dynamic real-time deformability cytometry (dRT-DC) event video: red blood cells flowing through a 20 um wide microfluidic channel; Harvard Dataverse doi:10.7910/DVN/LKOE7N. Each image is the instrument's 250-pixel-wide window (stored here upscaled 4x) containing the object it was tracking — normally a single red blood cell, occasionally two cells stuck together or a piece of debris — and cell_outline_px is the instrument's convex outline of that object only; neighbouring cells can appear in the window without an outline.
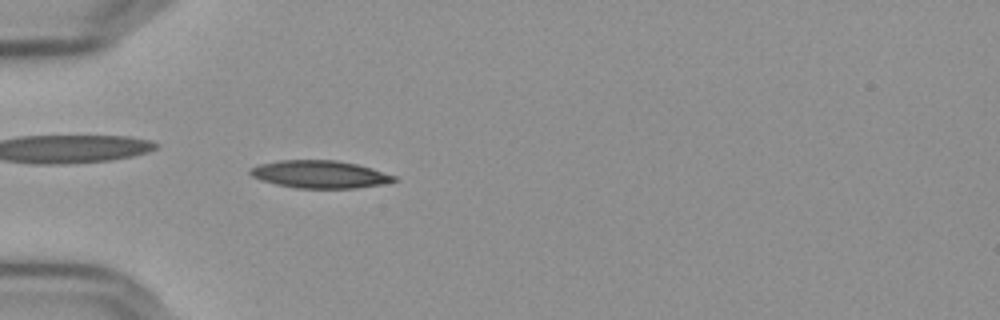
{"species": "Egyptian fruit bat (a non-hibernating species)", "species_latin": "Rousettus aegyptiacus", "temperature_condition": "cold", "stored_images_in_passage": 48, "camera_frame_rate_fps": 3000, "um_per_image_px": 0.085, "frame": {"image": 1, "passage_image": 9, "time_ms": 2.667, "image_size_px": [1000, 320], "cell_outline_px": [[396, 180], [384, 184], [356, 188], [296, 188], [276, 184], [260, 180], [252, 176], [248, 172], [248, 168], [260, 164], [280, 160], [336, 160], [356, 164], [372, 168], [396, 176]], "centroid_in_image_um": [27.16, 14.81], "position_along_channel_um": 57.8, "area_um2": 23.18}}
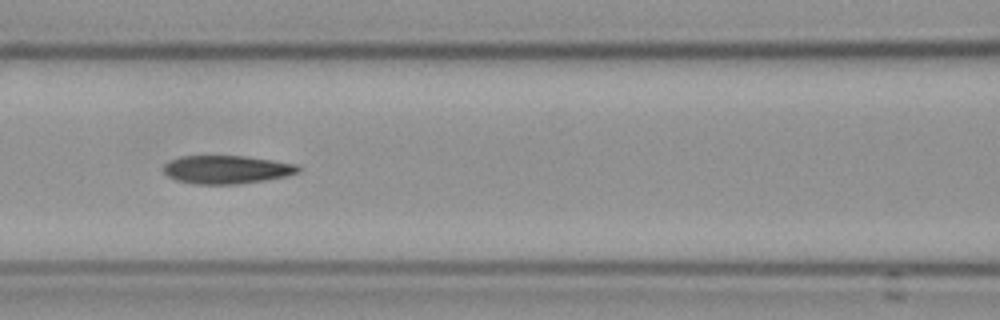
{"frame": {"image": 2, "passage_image": 17, "time_ms": 5.333, "image_size_px": [1000, 320], "cell_outline_px": [[300, 172], [284, 176], [264, 180], [240, 184], [196, 184], [176, 180], [168, 176], [164, 172], [164, 164], [168, 160], [180, 156], [244, 156], [272, 160], [296, 164], [300, 168]], "centroid_in_image_um": [19.23, 14.41], "position_along_channel_um": 147.4, "area_um2": 22.14}}
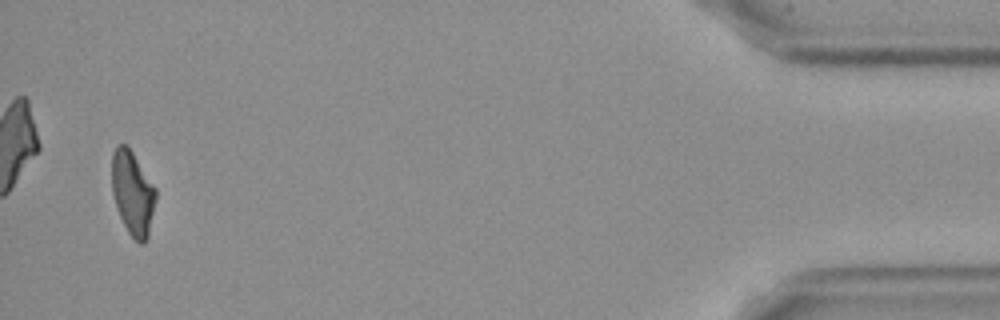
{"frame": {"image": 3, "passage_image": 46, "time_ms": 15.0, "image_size_px": [1000, 320], "cell_outline_px": [[156, 196], [148, 236], [144, 244], [140, 244], [128, 232], [120, 216], [112, 192], [112, 152], [116, 144], [124, 144], [132, 152], [156, 188]], "centroid_in_image_um": [11.27, 16.4], "position_along_channel_um": 423.9, "area_um2": 21.21}, "authors_computed_cell_mechanics": {"area_um2": 22.1374, "velocity_mm_per_s": 3.638, "shape_relaxation_time_tau1_ms": null, "shape_relaxation_time_tau2_ms": 5.8977, "deformation_change_tau1": null, "deformation_change_tau2": 0.1439}}